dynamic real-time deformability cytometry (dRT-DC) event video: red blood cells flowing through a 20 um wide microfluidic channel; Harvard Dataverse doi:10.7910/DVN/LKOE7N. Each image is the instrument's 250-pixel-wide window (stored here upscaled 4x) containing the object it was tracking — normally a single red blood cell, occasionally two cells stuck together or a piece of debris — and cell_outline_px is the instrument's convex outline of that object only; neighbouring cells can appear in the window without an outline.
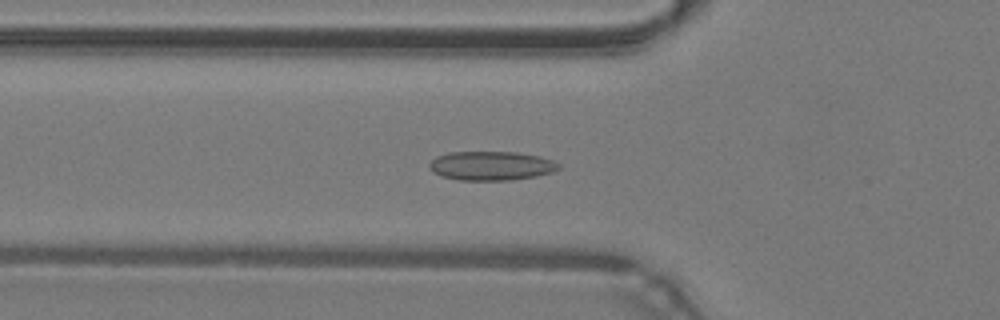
{"species": "common noctule bat (a hibernating species)", "species_latin": "Nyctalus noctula", "temperature_condition": "warm", "stored_images_in_passage": 49, "segment_of_instrument_passage": [1, 2], "camera_frame_rate_fps": 3000, "um_per_image_px": 0.085, "animal": {"sex": "male", "body_mass_g": 19.2, "forearm_length_mm": 51.8}, "frame": {"image": 1, "passage_image": 17, "time_ms": 5.333, "image_size_px": [1000, 320], "cell_outline_px": [[560, 168], [552, 172], [536, 176], [508, 180], [460, 180], [440, 176], [432, 172], [428, 168], [428, 164], [436, 156], [448, 152], [516, 152], [540, 156], [552, 160], [560, 164]], "centroid_in_image_um": [41.72, 14.09], "position_along_channel_um": 84.1, "area_um2": 22.02}}
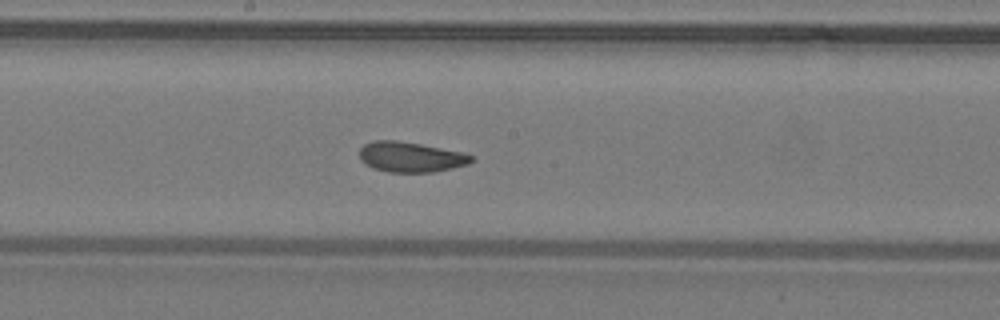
{"frame": {"image": 2, "passage_image": 26, "time_ms": 8.333, "image_size_px": [1000, 320], "cell_outline_px": [[472, 160], [468, 164], [452, 168], [432, 172], [388, 172], [372, 168], [364, 164], [360, 160], [360, 148], [364, 144], [372, 140], [396, 140], [420, 144], [464, 152], [472, 156]], "centroid_in_image_um": [34.87, 13.34], "position_along_channel_um": 213.3, "area_um2": 19.77}}
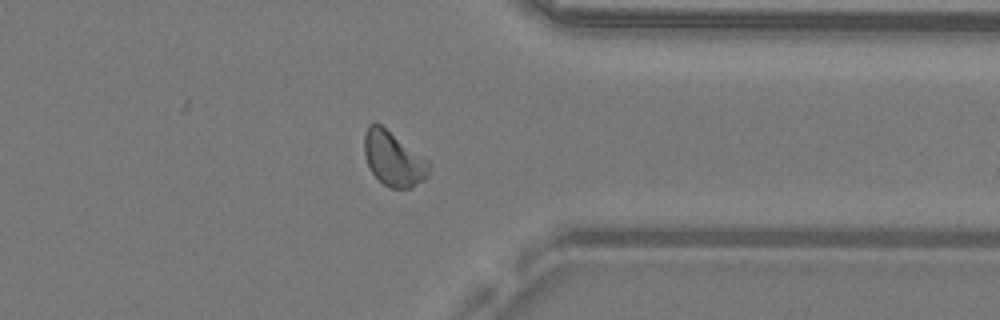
{"frame": {"image": 3, "passage_image": 38, "time_ms": 12.333, "image_size_px": [1000, 320], "cell_outline_px": [[432, 164], [428, 176], [424, 180], [412, 188], [392, 188], [384, 184], [372, 172], [368, 164], [364, 152], [364, 132], [368, 124], [376, 120], [428, 160]], "centroid_in_image_um": [33.45, 13.46], "position_along_channel_um": 377.9, "area_um2": 20.75}}